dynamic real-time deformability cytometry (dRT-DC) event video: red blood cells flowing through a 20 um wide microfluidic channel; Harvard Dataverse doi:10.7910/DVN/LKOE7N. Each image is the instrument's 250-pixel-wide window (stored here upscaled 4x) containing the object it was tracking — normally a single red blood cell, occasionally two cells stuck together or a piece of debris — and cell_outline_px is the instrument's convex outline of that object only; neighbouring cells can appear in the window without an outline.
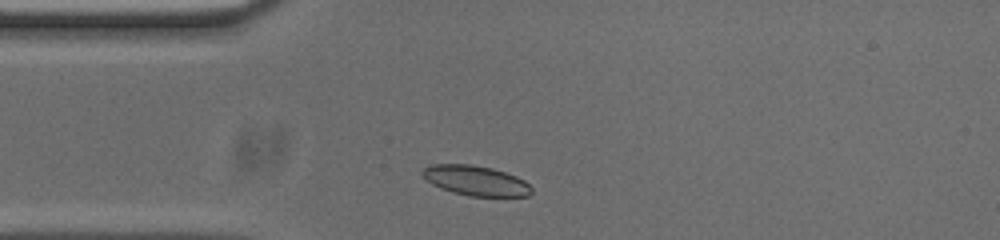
{"species": "common noctule bat (a hibernating species)", "species_latin": "Nyctalus noctula", "temperature_condition": "cold", "stored_images_in_passage": 33, "camera_frame_rate_fps": 3000, "um_per_image_px": 0.085, "animal": {"sex": "male", "body_mass_g": 20.0, "forearm_length_mm": 53.3}, "frame": {"image": 1, "passage_image": 3, "time_ms": 0.667, "image_size_px": [1000, 240], "cell_outline_px": [[532, 192], [528, 196], [468, 196], [452, 192], [440, 188], [432, 184], [420, 172], [424, 168], [432, 164], [472, 164], [492, 168], [516, 176], [524, 180], [532, 188]], "centroid_in_image_um": [40.43, 15.35], "position_along_channel_um": 44.6, "area_um2": 19.02}}
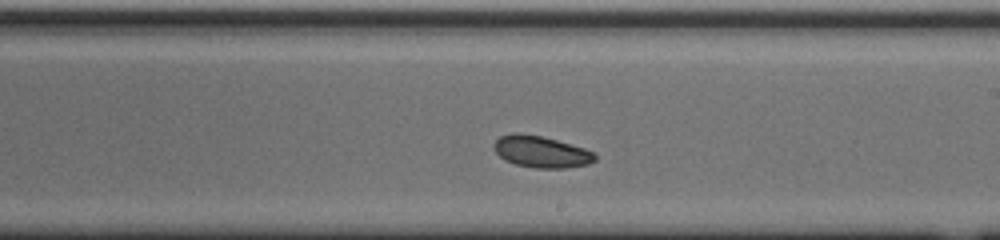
{"frame": {"image": 2, "passage_image": 20, "time_ms": 6.333, "image_size_px": [1000, 240], "cell_outline_px": [[596, 160], [588, 164], [568, 168], [532, 168], [516, 164], [504, 160], [492, 148], [492, 144], [500, 136], [512, 132], [520, 132], [540, 136], [556, 140], [584, 148], [592, 152], [596, 156]], "centroid_in_image_um": [45.95, 12.9], "position_along_channel_um": 243.0, "area_um2": 18.73}}
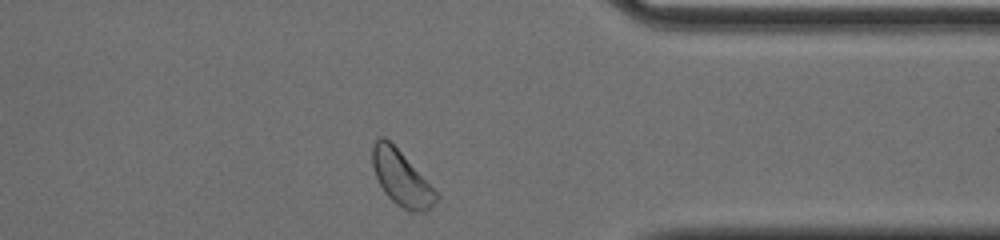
{"frame": {"image": 3, "passage_image": 32, "time_ms": 10.333, "image_size_px": [1000, 240], "cell_outline_px": [[436, 200], [424, 212], [408, 212], [396, 204], [384, 192], [376, 176], [372, 164], [372, 144], [380, 136], [384, 136], [400, 152], [436, 192]], "centroid_in_image_um": [34.06, 15.15], "position_along_channel_um": 377.3, "area_um2": 19.71}, "authors_computed_cell_mechanics": {"area_um2": 18.7272, "velocity_mm_per_s": 3.6943, "shape_relaxation_time_tau1_ms": 5.9073, "shape_relaxation_time_tau2_ms": null, "deformation_change_tau1": 0.0893, "deformation_change_tau2": null}}